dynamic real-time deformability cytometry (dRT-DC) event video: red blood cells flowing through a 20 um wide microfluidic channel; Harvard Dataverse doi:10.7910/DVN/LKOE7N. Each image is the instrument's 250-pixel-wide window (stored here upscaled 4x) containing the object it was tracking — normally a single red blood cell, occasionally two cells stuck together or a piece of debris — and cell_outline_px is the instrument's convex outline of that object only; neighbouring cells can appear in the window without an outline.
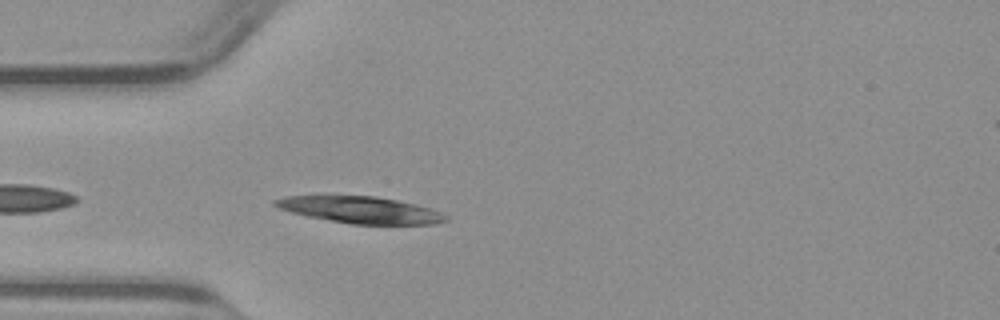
{"species": "common noctule bat (a hibernating species)", "species_latin": "Nyctalus noctula", "temperature_condition": "warm", "stored_images_in_passage": 39, "camera_frame_rate_fps": 3000, "um_per_image_px": 0.085, "animal": {"sex": "male", "body_mass_g": 23.1, "forearm_length_mm": 52.7}, "frame": {"image": 1, "passage_image": 3, "time_ms": 0.667, "image_size_px": [1000, 320], "cell_outline_px": [[448, 220], [432, 224], [352, 224], [308, 216], [292, 212], [280, 208], [272, 204], [272, 200], [284, 196], [376, 196], [416, 204], [440, 212], [448, 216]], "centroid_in_image_um": [30.63, 17.84], "position_along_channel_um": 54.4, "area_um2": 26.24}}
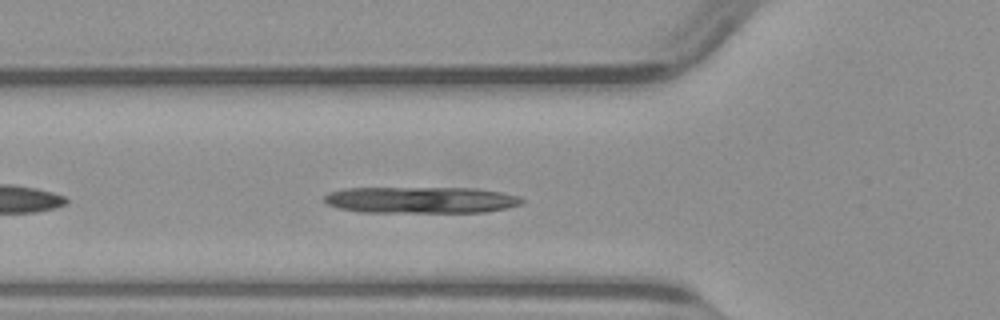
{"frame": {"image": 2, "passage_image": 6, "time_ms": 1.667, "image_size_px": [1000, 320], "cell_outline_px": [[524, 200], [520, 204], [508, 208], [484, 212], [360, 212], [340, 208], [328, 204], [324, 200], [324, 196], [328, 192], [344, 188], [472, 188], [500, 192], [520, 196]], "centroid_in_image_um": [35.77, 16.99], "position_along_channel_um": 90.0, "area_um2": 30.46}}
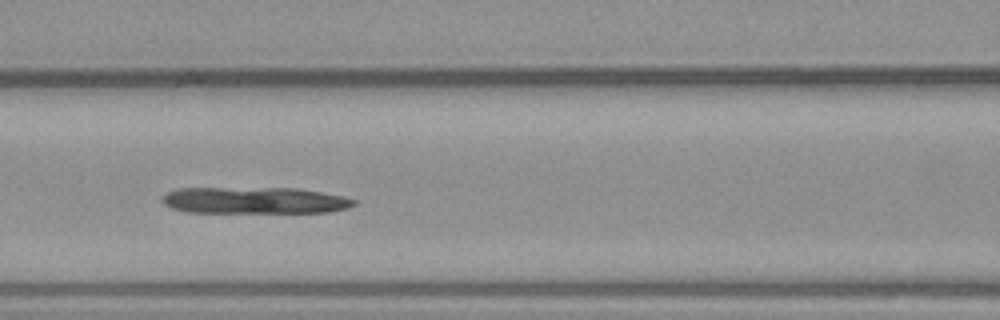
{"frame": {"image": 3, "passage_image": 10, "time_ms": 3.0, "image_size_px": [1000, 320], "cell_outline_px": [[356, 204], [348, 208], [328, 212], [184, 212], [172, 208], [164, 204], [160, 200], [168, 192], [176, 188], [296, 188], [344, 196], [356, 200]], "centroid_in_image_um": [21.62, 17.03], "position_along_channel_um": 145.0, "area_um2": 29.71}}